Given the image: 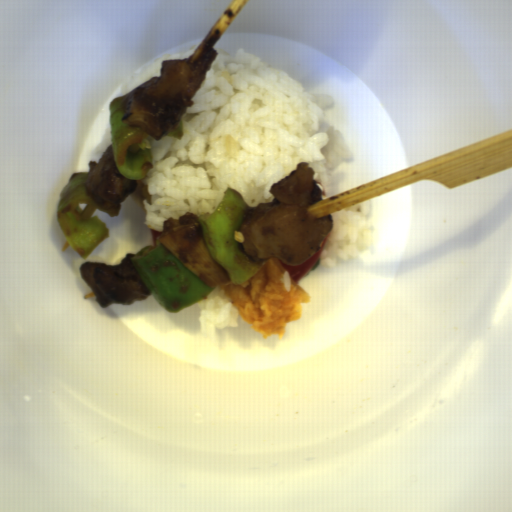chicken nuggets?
<instances>
[{
	"label": "chicken nuggets",
	"mask_w": 512,
	"mask_h": 512,
	"mask_svg": "<svg viewBox=\"0 0 512 512\" xmlns=\"http://www.w3.org/2000/svg\"><path fill=\"white\" fill-rule=\"evenodd\" d=\"M315 174L309 163L299 162L295 169L272 184L271 202L259 203L246 212L239 229L245 242L240 245L250 260L259 264L277 258L297 266L320 249L334 222L331 215L322 219L308 215L311 205L323 201Z\"/></svg>",
	"instance_id": "1"
},
{
	"label": "chicken nuggets",
	"mask_w": 512,
	"mask_h": 512,
	"mask_svg": "<svg viewBox=\"0 0 512 512\" xmlns=\"http://www.w3.org/2000/svg\"><path fill=\"white\" fill-rule=\"evenodd\" d=\"M84 179L86 194L103 211L119 216L122 202L135 192L137 180H129L119 171L114 159L112 141L98 162L91 160Z\"/></svg>",
	"instance_id": "4"
},
{
	"label": "chicken nuggets",
	"mask_w": 512,
	"mask_h": 512,
	"mask_svg": "<svg viewBox=\"0 0 512 512\" xmlns=\"http://www.w3.org/2000/svg\"><path fill=\"white\" fill-rule=\"evenodd\" d=\"M219 54L210 46L196 65L186 58L163 59L159 76L130 93L122 122L139 127L157 141L178 129L181 117L193 105L194 94L207 79Z\"/></svg>",
	"instance_id": "2"
},
{
	"label": "chicken nuggets",
	"mask_w": 512,
	"mask_h": 512,
	"mask_svg": "<svg viewBox=\"0 0 512 512\" xmlns=\"http://www.w3.org/2000/svg\"><path fill=\"white\" fill-rule=\"evenodd\" d=\"M134 255L127 253L119 265L99 262L80 265V276L94 292L100 309L110 304L133 305L152 295L132 262Z\"/></svg>",
	"instance_id": "3"
}]
</instances>
